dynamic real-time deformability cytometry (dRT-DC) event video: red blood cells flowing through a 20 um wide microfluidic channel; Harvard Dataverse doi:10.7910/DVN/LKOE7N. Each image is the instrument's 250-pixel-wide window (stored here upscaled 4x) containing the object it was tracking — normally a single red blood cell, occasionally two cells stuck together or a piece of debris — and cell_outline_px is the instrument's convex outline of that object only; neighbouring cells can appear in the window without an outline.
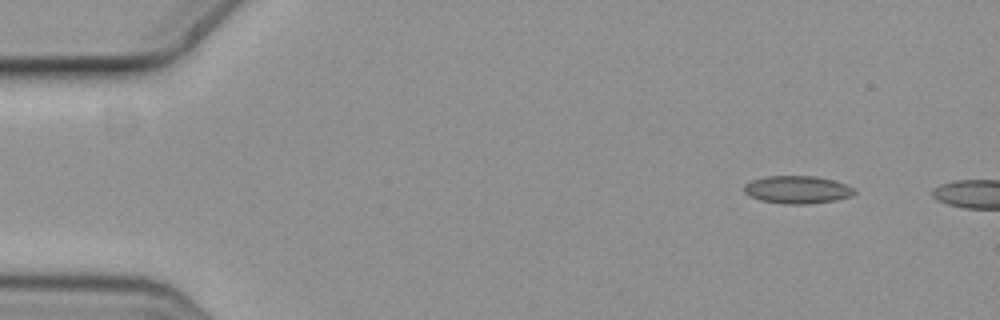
{"species": "common noctule bat (a hibernating species)", "species_latin": "Nyctalus noctula", "temperature_condition": "cold", "stored_images_in_passage": 4, "camera_frame_rate_fps": 3000, "um_per_image_px": 0.085, "animal": {"sex": "female", "body_mass_g": 19.3, "forearm_length_mm": 54.1}, "frame": {"image": 1, "passage_image": 1, "time_ms": 0.0, "image_size_px": [1000, 320], "cell_outline_px": [[856, 192], [848, 196], [832, 200], [808, 204], [784, 204], [760, 200], [744, 192], [744, 184], [752, 180], [768, 176], [812, 176], [832, 180], [844, 184], [852, 188]], "centroid_in_image_um": [67.71, 16.12], "position_along_channel_um": 17.3, "area_um2": 17.4}}
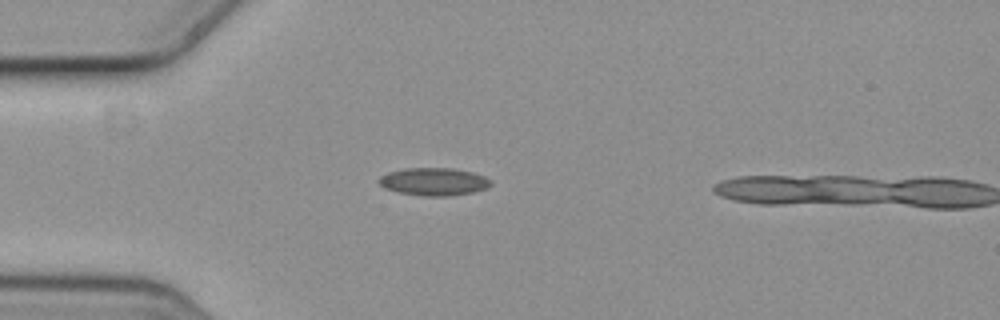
{"frame": {"image": 2, "passage_image": 4, "time_ms": 1.0, "image_size_px": [1000, 320], "cell_outline_px": [[492, 184], [484, 188], [472, 192], [448, 196], [424, 196], [396, 192], [384, 188], [376, 180], [380, 176], [388, 172], [404, 168], [452, 168], [472, 172], [484, 176], [492, 180]], "centroid_in_image_um": [36.83, 15.43], "position_along_channel_um": 48.2, "area_um2": 18.15}}